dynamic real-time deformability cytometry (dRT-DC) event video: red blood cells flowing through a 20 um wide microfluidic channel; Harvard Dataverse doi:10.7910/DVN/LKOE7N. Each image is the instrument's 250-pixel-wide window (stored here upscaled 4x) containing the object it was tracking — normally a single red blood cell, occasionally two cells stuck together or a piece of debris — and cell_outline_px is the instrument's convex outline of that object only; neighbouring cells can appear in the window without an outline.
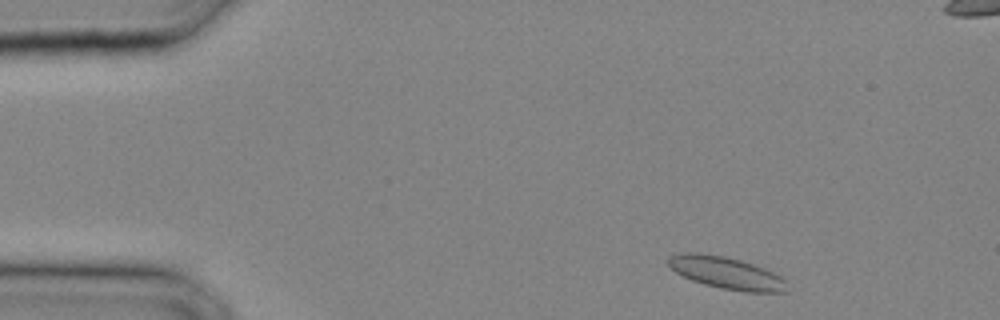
{"species": "common noctule bat (a hibernating species)", "species_latin": "Nyctalus noctula", "temperature_condition": "cold", "stored_images_in_passage": 29, "camera_frame_rate_fps": 3000, "um_per_image_px": 0.085, "animal": {"sex": "male", "body_mass_g": 20.4}, "frame": {"image": 1, "passage_image": 2, "time_ms": 0.333, "image_size_px": [1000, 320], "cell_outline_px": [[788, 292], [744, 292], [720, 288], [704, 284], [692, 280], [676, 272], [668, 264], [668, 256], [684, 252], [696, 252], [724, 256], [740, 260], [764, 268], [780, 276], [784, 280]], "centroid_in_image_um": [61.73, 23.19], "position_along_channel_um": 23.3, "area_um2": 22.08}}
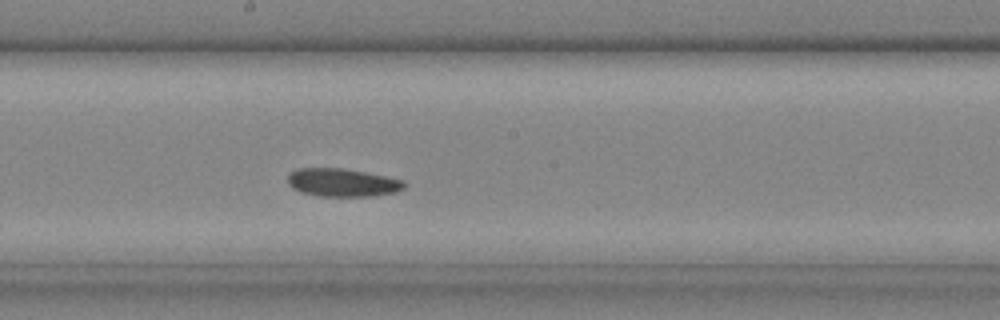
{"frame": {"image": 2, "passage_image": 15, "time_ms": 4.667, "image_size_px": [1000, 320], "cell_outline_px": [[404, 188], [396, 192], [372, 196], [320, 196], [300, 192], [292, 188], [288, 184], [288, 172], [296, 168], [344, 168], [404, 180]], "centroid_in_image_um": [29.05, 15.51], "position_along_channel_um": 219.1, "area_um2": 19.13}}
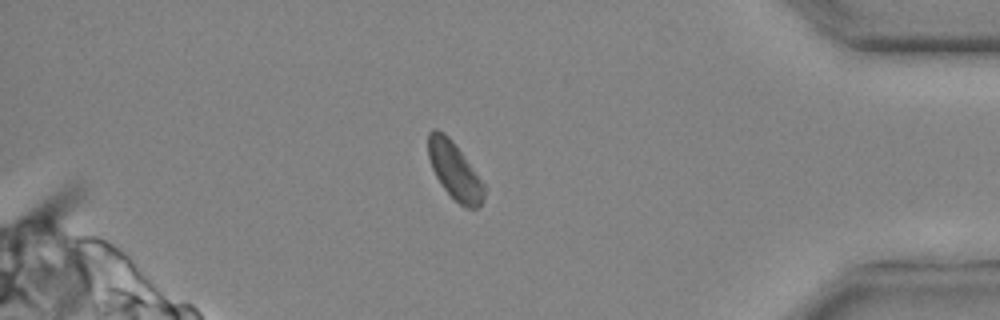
{"frame": {"image": 3, "passage_image": 25, "time_ms": 8.0, "image_size_px": [1000, 320], "cell_outline_px": [[484, 200], [476, 208], [464, 208], [444, 188], [436, 176], [432, 168], [428, 156], [428, 132], [432, 128], [436, 128], [444, 132], [452, 140], [484, 184]], "centroid_in_image_um": [38.62, 14.48], "position_along_channel_um": 396.6, "area_um2": 18.32}}